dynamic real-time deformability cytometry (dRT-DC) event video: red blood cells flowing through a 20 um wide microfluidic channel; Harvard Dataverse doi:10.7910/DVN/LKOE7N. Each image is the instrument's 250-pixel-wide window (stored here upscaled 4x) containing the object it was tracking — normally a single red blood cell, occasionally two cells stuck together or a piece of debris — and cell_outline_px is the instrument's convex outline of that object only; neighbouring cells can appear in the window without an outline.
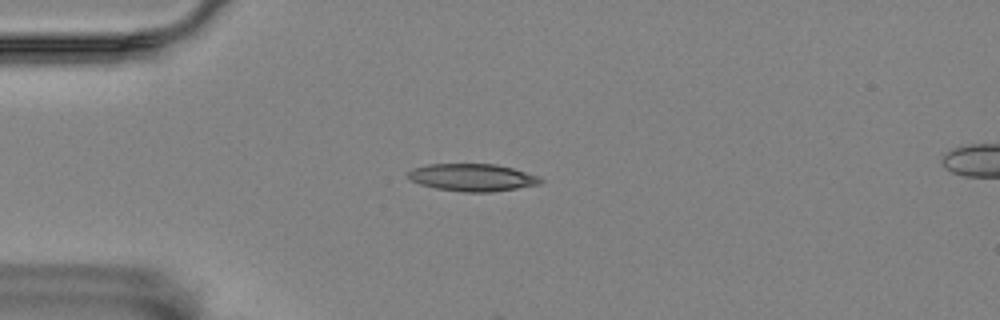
{"species": "Egyptian fruit bat (a non-hibernating species)", "species_latin": "Rousettus aegyptiacus", "temperature_condition": "room temperature", "stored_images_in_passage": 6, "camera_frame_rate_fps": 3000, "um_per_image_px": 0.085, "animal": {"sex": "female"}, "frame": {"image": 1, "passage_image": 4, "time_ms": 1.0, "image_size_px": [1000, 320], "cell_outline_px": [[544, 180], [540, 184], [492, 192], [464, 192], [436, 188], [420, 184], [412, 180], [408, 176], [408, 172], [412, 168], [428, 164], [496, 164], [512, 168], [536, 176]], "centroid_in_image_um": [40.13, 15.08], "position_along_channel_um": 44.9, "area_um2": 20.92}}